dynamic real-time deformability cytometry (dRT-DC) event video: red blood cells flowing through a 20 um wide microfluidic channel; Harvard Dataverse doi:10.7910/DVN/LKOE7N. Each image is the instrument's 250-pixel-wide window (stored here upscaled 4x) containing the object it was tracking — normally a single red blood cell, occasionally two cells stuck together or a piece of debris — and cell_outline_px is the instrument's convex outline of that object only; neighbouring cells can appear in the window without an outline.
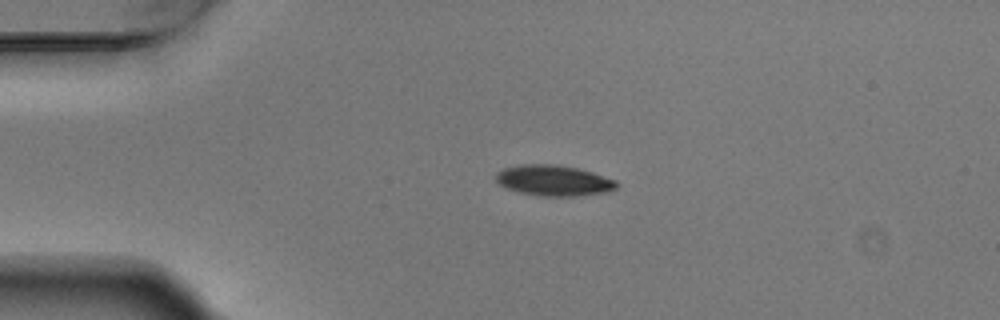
{"species": "Egyptian fruit bat (a non-hibernating species)", "species_latin": "Rousettus aegyptiacus", "temperature_condition": "warm", "stored_images_in_passage": 4, "camera_frame_rate_fps": 3000, "um_per_image_px": 0.085, "animal": {"sex": "male"}, "frame": {"image": 1, "passage_image": 3, "time_ms": 0.667, "image_size_px": [1000, 320], "cell_outline_px": [[616, 188], [604, 192], [572, 196], [544, 196], [520, 192], [508, 188], [500, 184], [496, 180], [496, 172], [504, 168], [520, 164], [556, 164], [576, 168], [592, 172], [616, 180]], "centroid_in_image_um": [47.04, 15.32], "position_along_channel_um": 38.0, "area_um2": 21.27}}